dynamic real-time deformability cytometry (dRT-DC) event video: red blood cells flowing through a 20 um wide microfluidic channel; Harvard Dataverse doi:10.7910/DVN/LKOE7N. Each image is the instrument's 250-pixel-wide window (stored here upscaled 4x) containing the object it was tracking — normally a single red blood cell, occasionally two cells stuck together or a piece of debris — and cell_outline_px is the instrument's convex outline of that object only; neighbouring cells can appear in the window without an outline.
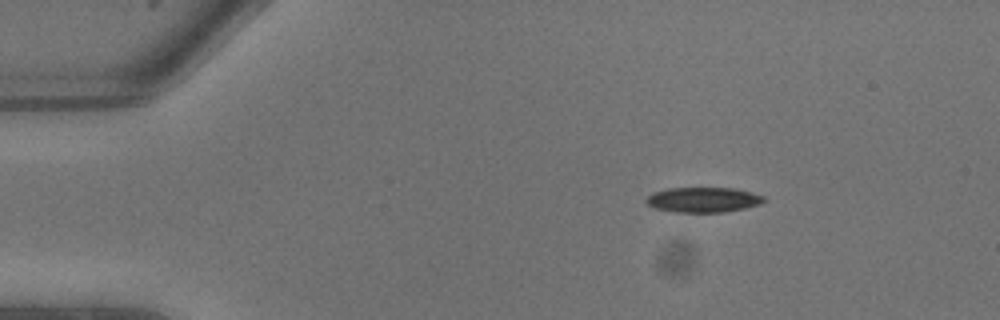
{"species": "common noctule bat (a hibernating species)", "species_latin": "Nyctalus noctula", "temperature_condition": "warm", "stored_images_in_passage": 7, "camera_frame_rate_fps": 3000, "um_per_image_px": 0.085, "animal": {"sex": "male", "body_mass_g": 13.3}, "frame": {"image": 1, "passage_image": 1, "time_ms": 0.0, "image_size_px": [1000, 320], "cell_outline_px": [[764, 200], [760, 204], [744, 208], [724, 212], [672, 212], [656, 208], [648, 204], [644, 200], [652, 192], [668, 188], [736, 188], [752, 192], [764, 196]], "centroid_in_image_um": [59.76, 16.97], "position_along_channel_um": 25.2, "area_um2": 17.22}}
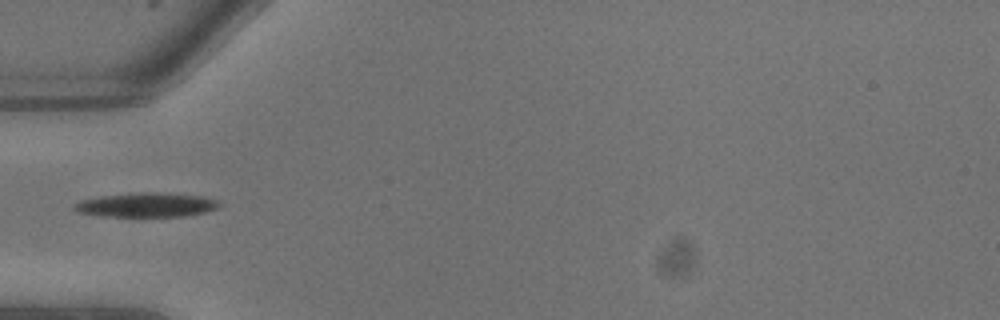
{"frame": {"image": 2, "passage_image": 5, "time_ms": 1.333, "image_size_px": [1000, 320], "cell_outline_px": [[220, 204], [216, 208], [204, 212], [184, 216], [104, 216], [76, 212], [72, 208], [72, 204], [80, 200], [100, 196], [140, 192], [156, 192], [204, 196], [220, 200]], "centroid_in_image_um": [12.42, 17.41], "position_along_channel_um": 72.6, "area_um2": 20.58}}
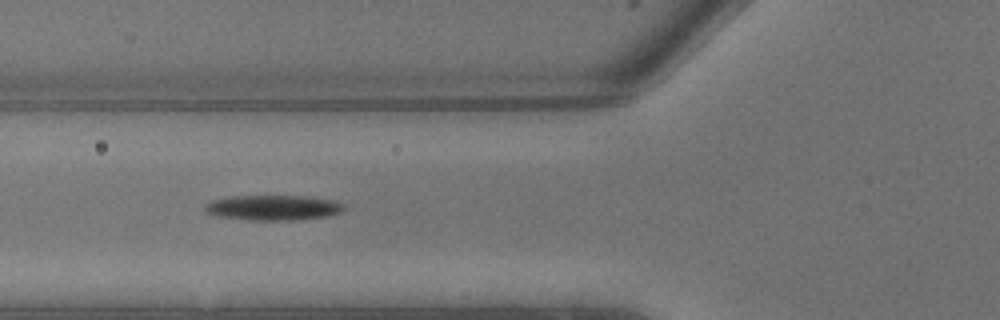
{"frame": {"image": 3, "passage_image": 6, "time_ms": 1.667, "image_size_px": [1000, 320], "cell_outline_px": [[344, 212], [328, 216], [296, 220], [248, 220], [216, 216], [204, 212], [204, 204], [212, 200], [228, 196], [308, 196], [332, 200], [344, 204]], "centroid_in_image_um": [23.2, 17.65], "position_along_channel_um": 102.6, "area_um2": 20.69}}